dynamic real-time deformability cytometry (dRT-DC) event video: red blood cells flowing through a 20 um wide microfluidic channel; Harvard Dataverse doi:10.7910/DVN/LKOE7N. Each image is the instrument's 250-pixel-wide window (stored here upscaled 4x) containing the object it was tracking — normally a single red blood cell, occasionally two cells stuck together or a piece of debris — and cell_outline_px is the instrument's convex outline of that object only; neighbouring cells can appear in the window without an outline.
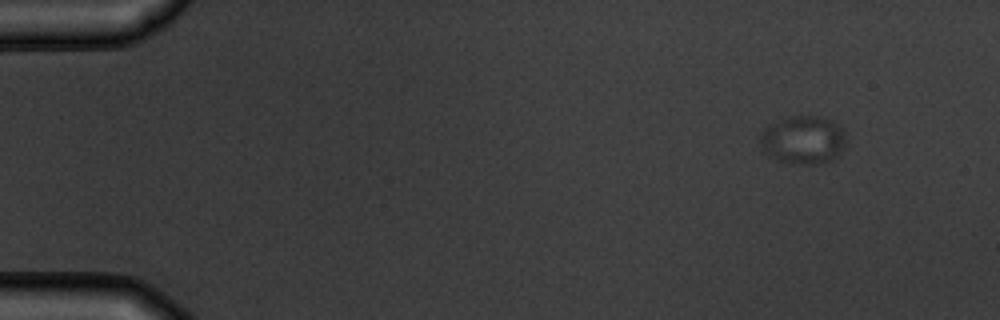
{"species": "common noctule bat (a hibernating species)", "species_latin": "Nyctalus noctula", "temperature_condition": "warm", "stored_images_in_passage": 4, "camera_frame_rate_fps": 3000, "um_per_image_px": 0.085, "animal": {"sex": "male", "body_mass_g": 19.5, "forearm_length_mm": 54.6}, "frame": {"image": 1, "passage_image": 4, "time_ms": 3.667, "image_size_px": [1000, 320], "cell_outline_px": [[844, 144], [836, 156], [832, 160], [812, 164], [804, 164], [780, 160], [768, 156], [764, 152], [760, 144], [760, 132], [764, 128], [780, 120], [792, 116], [816, 116], [828, 120], [836, 124], [844, 132]], "centroid_in_image_um": [68.22, 11.89], "position_along_channel_um": 16.8, "area_um2": 23.52}}